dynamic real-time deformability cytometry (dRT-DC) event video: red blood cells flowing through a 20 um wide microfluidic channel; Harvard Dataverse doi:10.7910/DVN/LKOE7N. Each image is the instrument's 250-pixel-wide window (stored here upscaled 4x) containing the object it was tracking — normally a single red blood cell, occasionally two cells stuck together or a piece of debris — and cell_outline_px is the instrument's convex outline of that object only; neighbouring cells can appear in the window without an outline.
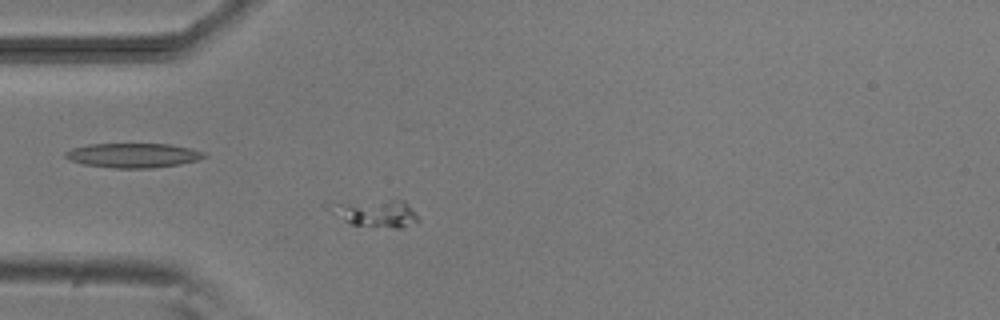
{"species": "common noctule bat (a hibernating species)", "species_latin": "Nyctalus noctula", "temperature_condition": "room temperature", "stored_images_in_passage": 5, "camera_frame_rate_fps": 3000, "um_per_image_px": 0.085, "animal": {"sex": "male", "body_mass_g": 20.5, "forearm_length_mm": 52.5}, "frame": {"image": 1, "passage_image": 5, "time_ms": 4.333, "image_size_px": [1000, 320], "cell_outline_px": [[416, 220], [400, 228], [396, 228], [352, 224], [328, 212], [320, 204], [320, 200], [404, 200], [408, 204], [416, 216]], "centroid_in_image_um": [31.61, 18.04], "position_along_channel_um": 53.4, "area_um2": 14.8}}